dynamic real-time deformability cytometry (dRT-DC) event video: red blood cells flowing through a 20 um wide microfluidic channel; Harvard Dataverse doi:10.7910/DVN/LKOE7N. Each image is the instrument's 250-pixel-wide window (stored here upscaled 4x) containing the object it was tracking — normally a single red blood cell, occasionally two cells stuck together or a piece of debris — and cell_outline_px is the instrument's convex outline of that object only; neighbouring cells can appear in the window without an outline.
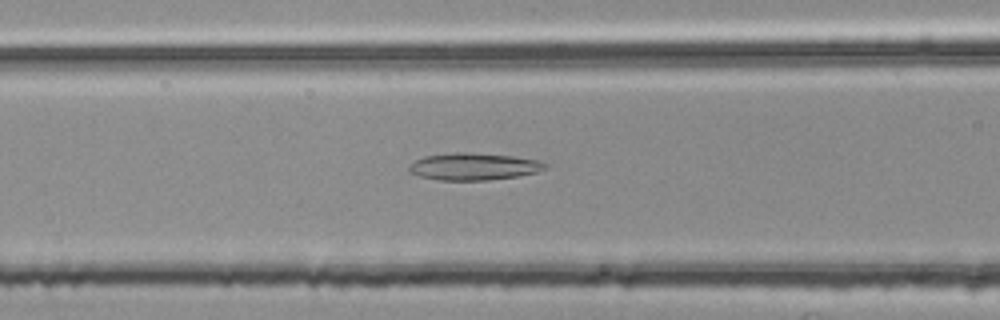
{"species": "common noctule bat (a hibernating species)", "species_latin": "Nyctalus noctula", "temperature_condition": "room temperature", "stored_images_in_passage": 42, "camera_frame_rate_fps": 3000, "um_per_image_px": 0.085, "animal": {"sex": "female", "body_mass_g": 25.1}, "frame": {"image": 1, "passage_image": 14, "time_ms": 4.333, "image_size_px": [1000, 320], "cell_outline_px": [[552, 164], [548, 168], [536, 172], [520, 176], [488, 180], [436, 180], [420, 176], [408, 172], [408, 164], [424, 156], [456, 152], [468, 152], [512, 156], [536, 160]], "centroid_in_image_um": [40.28, 14.16], "position_along_channel_um": 126.3, "area_um2": 21.73}}
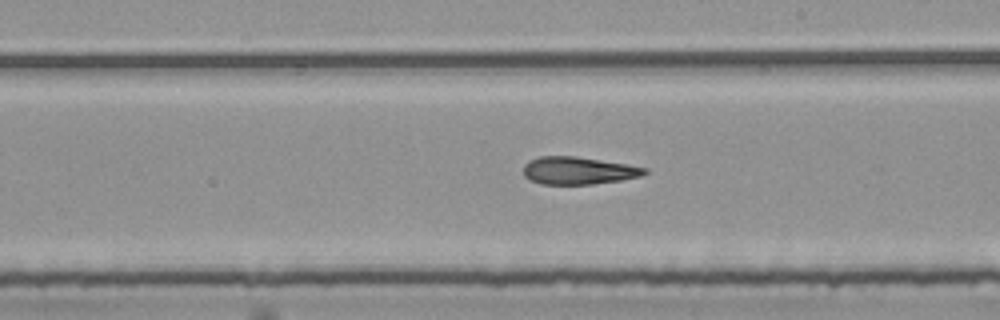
{"frame": {"image": 2, "passage_image": 23, "time_ms": 7.333, "image_size_px": [1000, 320], "cell_outline_px": [[648, 172], [640, 176], [620, 180], [592, 184], [540, 184], [528, 180], [524, 176], [524, 164], [528, 160], [540, 156], [576, 156], [628, 164], [648, 168]], "centroid_in_image_um": [49.13, 14.49], "position_along_channel_um": 239.9, "area_um2": 19.59}}
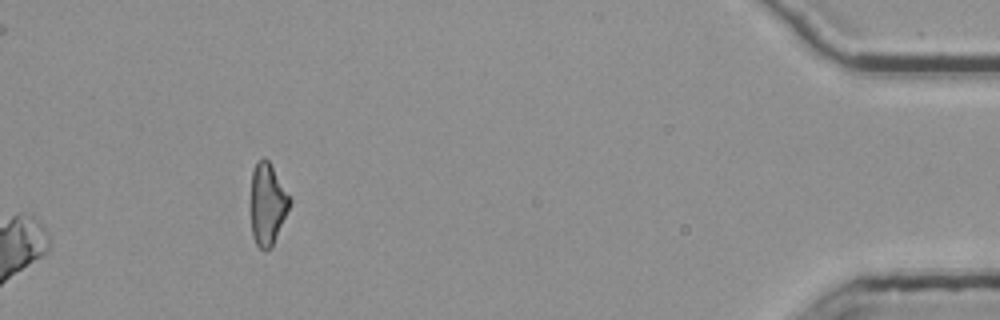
{"frame": {"image": 3, "passage_image": 42, "time_ms": 13.667, "image_size_px": [1000, 320], "cell_outline_px": [[292, 200], [272, 244], [264, 252], [256, 244], [252, 236], [248, 208], [248, 204], [252, 172], [256, 164], [264, 156], [268, 160]], "centroid_in_image_um": [22.66, 17.34], "position_along_channel_um": 412.5, "area_um2": 18.79}, "authors_computed_cell_mechanics": {"area_um2": 20.7502, "velocity_mm_per_s": 3.7906, "shape_relaxation_time_tau1_ms": null, "shape_relaxation_time_tau2_ms": 6.9585, "deformation_change_tau1": null, "deformation_change_tau2": 0.2079}}